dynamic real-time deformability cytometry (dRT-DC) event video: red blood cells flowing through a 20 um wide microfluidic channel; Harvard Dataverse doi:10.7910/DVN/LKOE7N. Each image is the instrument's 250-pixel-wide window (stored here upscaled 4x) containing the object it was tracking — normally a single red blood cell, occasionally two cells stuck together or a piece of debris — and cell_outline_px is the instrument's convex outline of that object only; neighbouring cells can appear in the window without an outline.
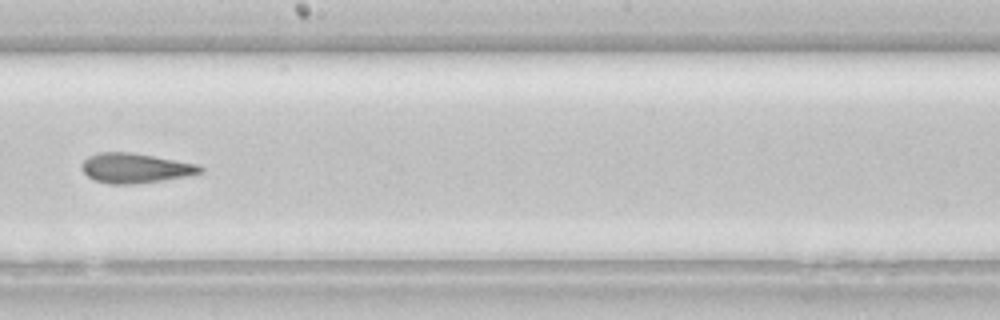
{"species": "common noctule bat (a hibernating species)", "species_latin": "Nyctalus noctula", "temperature_condition": "room temperature", "stored_images_in_passage": 32, "camera_frame_rate_fps": 3000, "um_per_image_px": 0.085, "animal": {"sex": "female", "body_mass_g": 22.7, "forearm_length_mm": 54.2}, "frame": {"image": 1, "passage_image": 14, "time_ms": 4.333, "image_size_px": [1000, 320], "cell_outline_px": [[204, 172], [188, 176], [132, 184], [108, 184], [96, 180], [88, 176], [80, 168], [80, 164], [88, 156], [100, 152], [132, 152], [200, 164], [204, 168]], "centroid_in_image_um": [11.52, 14.28], "position_along_channel_um": 236.7, "area_um2": 20.69}}